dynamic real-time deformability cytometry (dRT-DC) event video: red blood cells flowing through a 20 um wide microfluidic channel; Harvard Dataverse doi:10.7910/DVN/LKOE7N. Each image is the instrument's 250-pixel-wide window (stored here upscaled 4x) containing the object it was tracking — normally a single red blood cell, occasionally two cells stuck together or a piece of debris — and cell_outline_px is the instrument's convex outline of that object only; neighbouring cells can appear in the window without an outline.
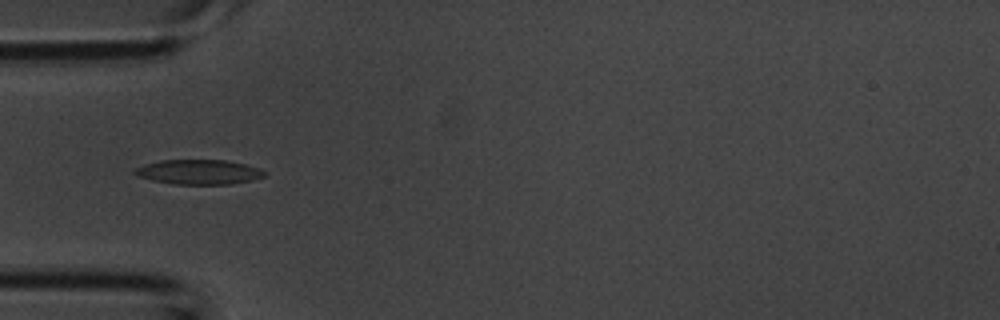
{"species": "common noctule bat (a hibernating species)", "species_latin": "Nyctalus noctula", "temperature_condition": "room temperature", "stored_images_in_passage": 3, "camera_frame_rate_fps": 3000, "um_per_image_px": 0.085, "animal": {"sex": "male", "body_mass_g": 20.1, "forearm_length_mm": 53.5}, "frame": {"image": 1, "passage_image": 3, "time_ms": 0.667, "image_size_px": [1000, 320], "cell_outline_px": [[268, 172], [264, 176], [252, 180], [232, 184], [172, 184], [152, 180], [136, 176], [132, 172], [136, 168], [144, 164], [160, 160], [224, 160], [244, 164], [260, 168]], "centroid_in_image_um": [16.89, 14.62], "position_along_channel_um": 68.1, "area_um2": 18.79}}